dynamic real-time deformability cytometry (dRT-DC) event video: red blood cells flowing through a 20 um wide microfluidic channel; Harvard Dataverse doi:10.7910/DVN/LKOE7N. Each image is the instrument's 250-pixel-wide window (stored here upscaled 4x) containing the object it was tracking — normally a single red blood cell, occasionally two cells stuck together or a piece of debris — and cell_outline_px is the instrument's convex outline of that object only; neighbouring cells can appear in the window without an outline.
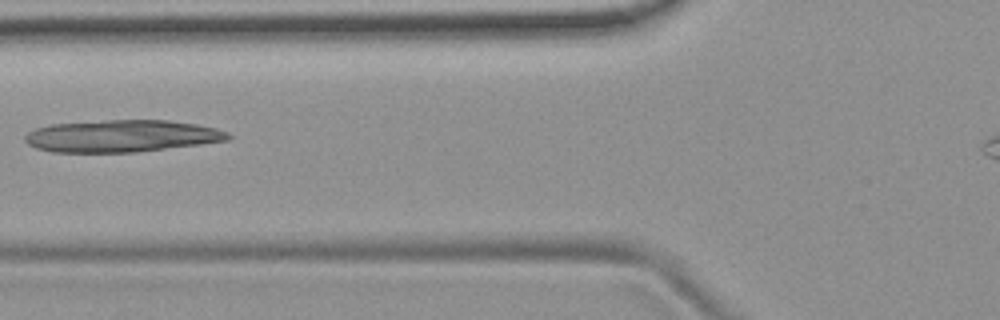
{"species": "common noctule bat (a hibernating species)", "species_latin": "Nyctalus noctula", "temperature_condition": "room temperature", "stored_images_in_passage": 5, "camera_frame_rate_fps": 3000, "um_per_image_px": 0.085, "animal": {"sex": "female", "body_mass_g": 19.9}, "frame": {"image": 1, "passage_image": 4, "time_ms": 3.667, "image_size_px": [1000, 320], "cell_outline_px": [[232, 136], [228, 140], [200, 144], [136, 152], [52, 152], [36, 148], [28, 144], [24, 140], [24, 136], [28, 132], [36, 128], [52, 124], [108, 120], [168, 120], [196, 124], [216, 128], [228, 132]], "centroid_in_image_um": [10.34, 11.56], "position_along_channel_um": 115.5, "area_um2": 37.92}}
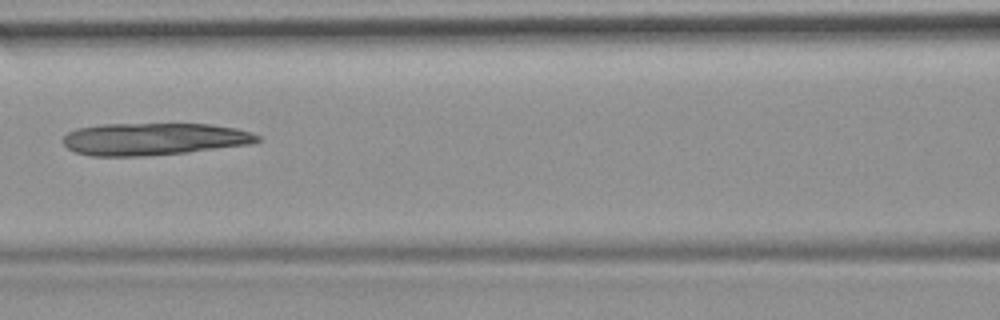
{"frame": {"image": 2, "passage_image": 5, "time_ms": 4.667, "image_size_px": [1000, 320], "cell_outline_px": [[260, 140], [252, 144], [188, 152], [144, 156], [92, 156], [76, 152], [68, 148], [64, 144], [64, 136], [68, 132], [80, 128], [100, 124], [212, 124], [236, 128], [252, 132], [260, 136]], "centroid_in_image_um": [13.12, 11.82], "position_along_channel_um": 153.5, "area_um2": 36.59}}